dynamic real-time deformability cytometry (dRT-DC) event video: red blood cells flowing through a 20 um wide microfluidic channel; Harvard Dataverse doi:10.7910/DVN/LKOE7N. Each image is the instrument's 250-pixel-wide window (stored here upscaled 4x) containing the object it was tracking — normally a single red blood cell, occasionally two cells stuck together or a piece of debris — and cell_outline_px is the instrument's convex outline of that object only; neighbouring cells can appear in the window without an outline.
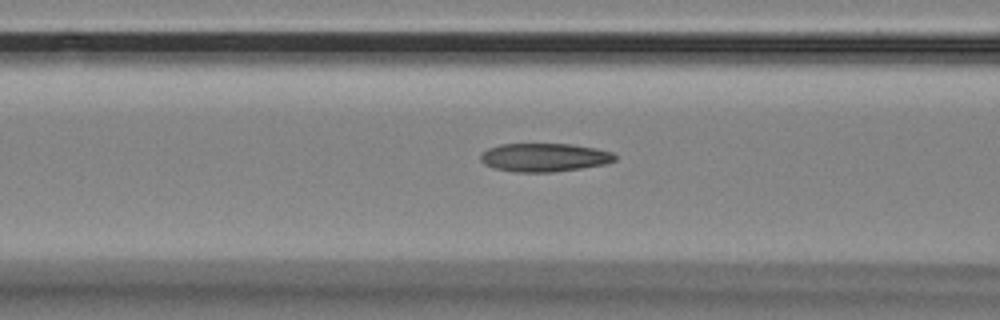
{"species": "Egyptian fruit bat (a non-hibernating species)", "species_latin": "Rousettus aegyptiacus", "temperature_condition": "room temperature", "stored_images_in_passage": 56, "camera_frame_rate_fps": 3000, "um_per_image_px": 0.085, "animal": {"sex": "female"}, "frame": {"image": 1, "passage_image": 21, "time_ms": 6.667, "image_size_px": [1000, 320], "cell_outline_px": [[616, 160], [608, 164], [552, 172], [516, 172], [496, 168], [484, 164], [480, 160], [480, 156], [488, 148], [500, 144], [572, 144], [596, 148], [612, 152], [616, 156]], "centroid_in_image_um": [46.3, 13.38], "position_along_channel_um": 120.3, "area_um2": 22.25}}
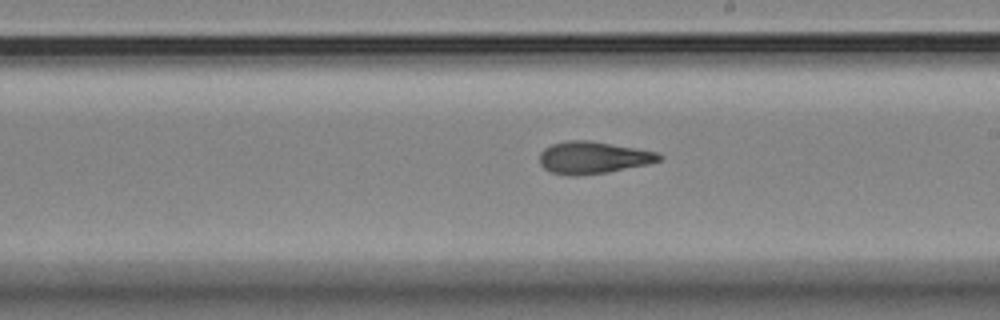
{"frame": {"image": 2, "passage_image": 31, "time_ms": 10.0, "image_size_px": [1000, 320], "cell_outline_px": [[664, 156], [660, 160], [648, 164], [608, 172], [576, 176], [568, 176], [552, 172], [544, 168], [540, 164], [540, 152], [544, 148], [552, 144], [568, 140], [592, 140], [656, 152]], "centroid_in_image_um": [50.39, 13.39], "position_along_channel_um": 238.6, "area_um2": 22.43}}
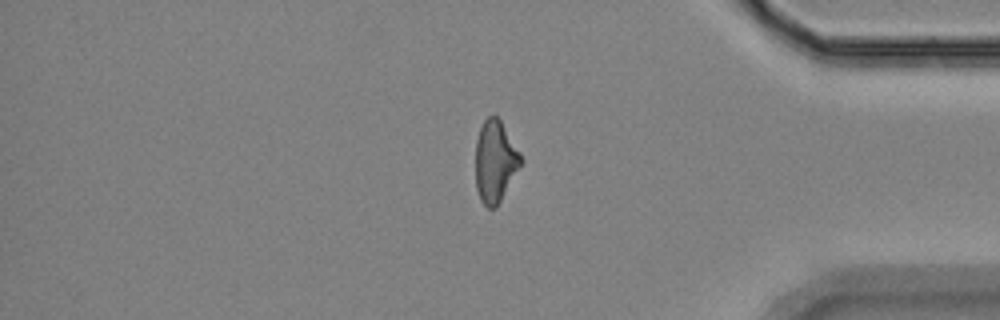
{"frame": {"image": 3, "passage_image": 46, "time_ms": 15.0, "image_size_px": [1000, 320], "cell_outline_px": [[524, 160], [496, 208], [488, 208], [480, 200], [476, 188], [476, 140], [480, 128], [484, 120], [488, 116], [496, 116], [500, 120], [520, 152]], "centroid_in_image_um": [42.09, 13.73], "position_along_channel_um": 393.1, "area_um2": 21.5}}